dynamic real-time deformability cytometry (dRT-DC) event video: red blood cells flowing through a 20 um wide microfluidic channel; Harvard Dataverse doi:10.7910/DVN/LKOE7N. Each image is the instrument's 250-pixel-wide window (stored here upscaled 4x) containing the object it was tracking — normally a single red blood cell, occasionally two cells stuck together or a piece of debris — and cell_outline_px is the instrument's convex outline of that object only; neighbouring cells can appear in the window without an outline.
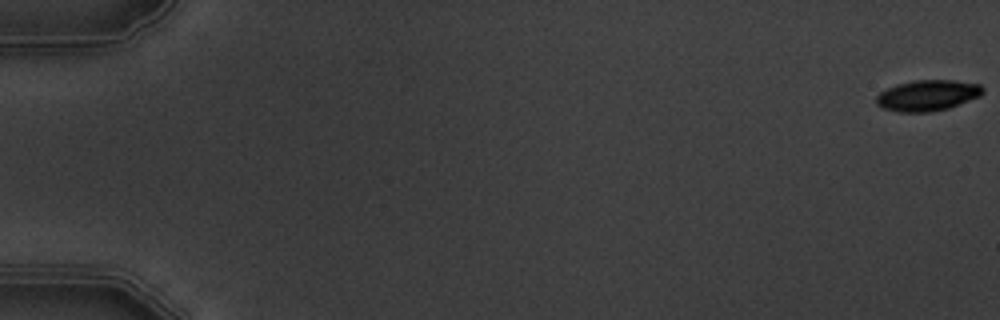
{"species": "common noctule bat (a hibernating species)", "species_latin": "Nyctalus noctula", "temperature_condition": "warm", "stored_images_in_passage": 6, "camera_frame_rate_fps": 3000, "um_per_image_px": 0.085, "animal": {"sex": "male", "body_mass_g": 19.5, "forearm_length_mm": 54.6}, "frame": {"image": 1, "passage_image": 1, "time_ms": 0.0, "image_size_px": [1000, 320], "cell_outline_px": [[984, 92], [980, 96], [948, 108], [932, 112], [896, 112], [884, 108], [876, 104], [876, 96], [880, 92], [896, 84], [912, 80], [952, 80], [980, 84], [984, 88]], "centroid_in_image_um": [78.83, 8.11], "position_along_channel_um": 6.2, "area_um2": 19.25}}
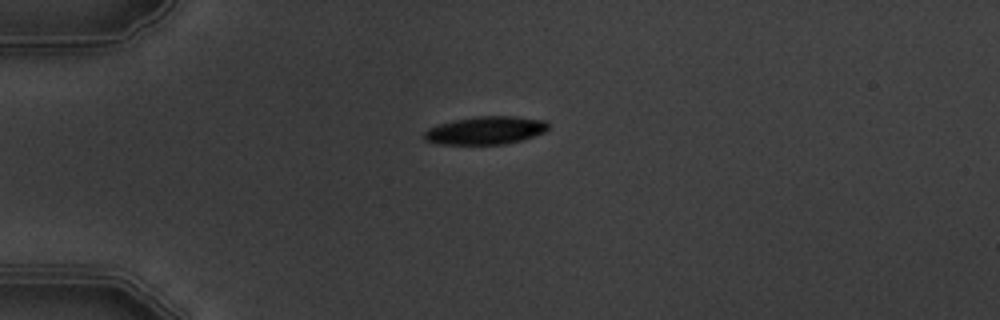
{"frame": {"image": 2, "passage_image": 5, "time_ms": 5.0, "image_size_px": [1000, 320], "cell_outline_px": [[548, 128], [544, 132], [520, 140], [504, 144], [440, 144], [424, 140], [424, 132], [428, 128], [440, 124], [456, 120], [476, 116], [516, 116], [544, 120], [548, 124]], "centroid_in_image_um": [41.26, 11.08], "position_along_channel_um": 43.7, "area_um2": 20.0}}